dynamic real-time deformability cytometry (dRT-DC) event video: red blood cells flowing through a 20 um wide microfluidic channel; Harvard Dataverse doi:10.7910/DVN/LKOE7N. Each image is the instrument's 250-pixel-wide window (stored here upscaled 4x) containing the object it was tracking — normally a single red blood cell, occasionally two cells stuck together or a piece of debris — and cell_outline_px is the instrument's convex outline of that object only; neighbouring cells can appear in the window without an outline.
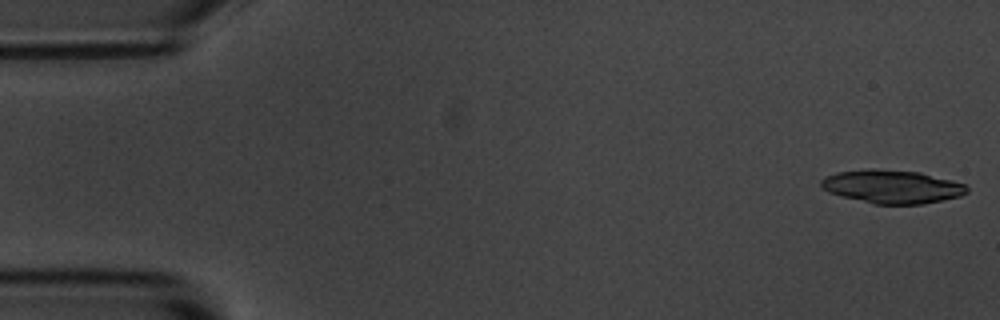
{"species": "common noctule bat (a hibernating species)", "species_latin": "Nyctalus noctula", "temperature_condition": "room temperature", "stored_images_in_passage": 16, "camera_frame_rate_fps": 3000, "um_per_image_px": 0.085, "animal": {"sex": "male", "body_mass_g": 20.1, "forearm_length_mm": 53.5}, "frame": {"image": 1, "passage_image": 1, "time_ms": 0.0, "image_size_px": [1000, 320], "cell_outline_px": [[968, 192], [960, 196], [924, 204], [872, 204], [840, 196], [828, 192], [820, 184], [820, 180], [824, 176], [836, 172], [868, 168], [872, 168], [920, 172], [952, 180], [964, 184], [968, 188]], "centroid_in_image_um": [75.79, 15.86], "position_along_channel_um": 9.2, "area_um2": 28.61}}